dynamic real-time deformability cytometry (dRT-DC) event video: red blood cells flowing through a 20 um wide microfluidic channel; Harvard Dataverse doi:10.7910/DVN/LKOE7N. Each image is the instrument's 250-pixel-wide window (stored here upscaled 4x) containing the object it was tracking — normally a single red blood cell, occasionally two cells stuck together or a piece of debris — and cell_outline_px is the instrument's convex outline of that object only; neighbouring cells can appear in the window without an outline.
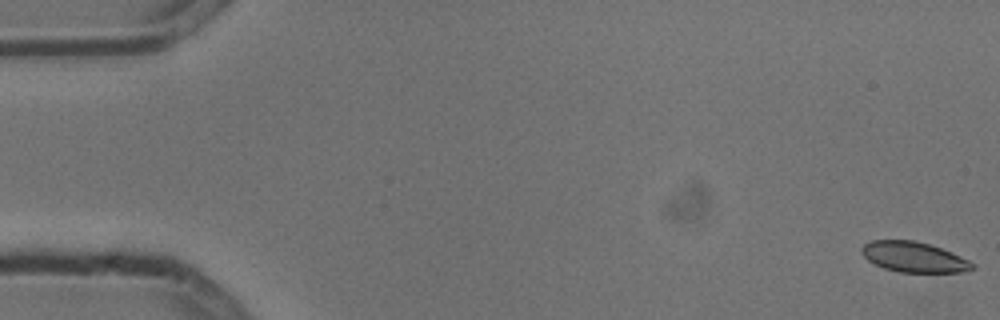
{"species": "common noctule bat (a hibernating species)", "species_latin": "Nyctalus noctula", "temperature_condition": "cold", "stored_images_in_passage": 5, "camera_frame_rate_fps": 3000, "um_per_image_px": 0.085, "animal": {"sex": "male", "body_mass_g": 13.3}, "frame": {"image": 1, "passage_image": 1, "time_ms": 0.0, "image_size_px": [1000, 320], "cell_outline_px": [[976, 268], [964, 272], [900, 272], [884, 268], [868, 260], [860, 252], [860, 248], [864, 244], [872, 240], [912, 240], [928, 244], [952, 252], [976, 264]], "centroid_in_image_um": [77.69, 21.85], "position_along_channel_um": 7.3, "area_um2": 19.54}}
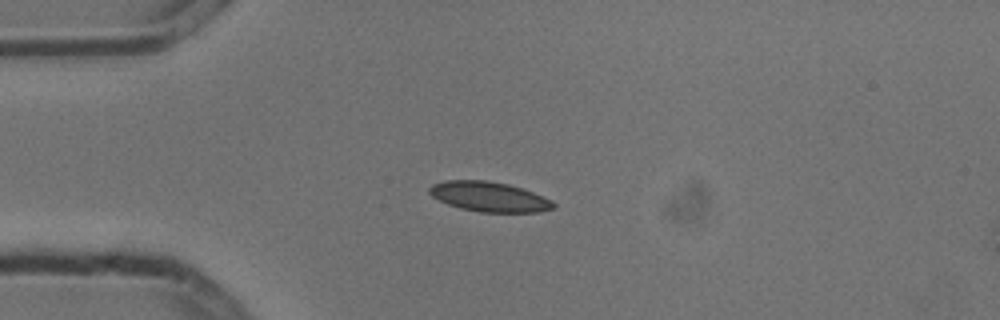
{"frame": {"image": 2, "passage_image": 5, "time_ms": 1.333, "image_size_px": [1000, 320], "cell_outline_px": [[556, 208], [540, 212], [480, 212], [460, 208], [448, 204], [432, 196], [428, 192], [428, 188], [432, 184], [448, 180], [484, 180], [508, 184], [532, 192], [552, 200], [556, 204]], "centroid_in_image_um": [41.59, 16.73], "position_along_channel_um": 43.4, "area_um2": 21.56}}